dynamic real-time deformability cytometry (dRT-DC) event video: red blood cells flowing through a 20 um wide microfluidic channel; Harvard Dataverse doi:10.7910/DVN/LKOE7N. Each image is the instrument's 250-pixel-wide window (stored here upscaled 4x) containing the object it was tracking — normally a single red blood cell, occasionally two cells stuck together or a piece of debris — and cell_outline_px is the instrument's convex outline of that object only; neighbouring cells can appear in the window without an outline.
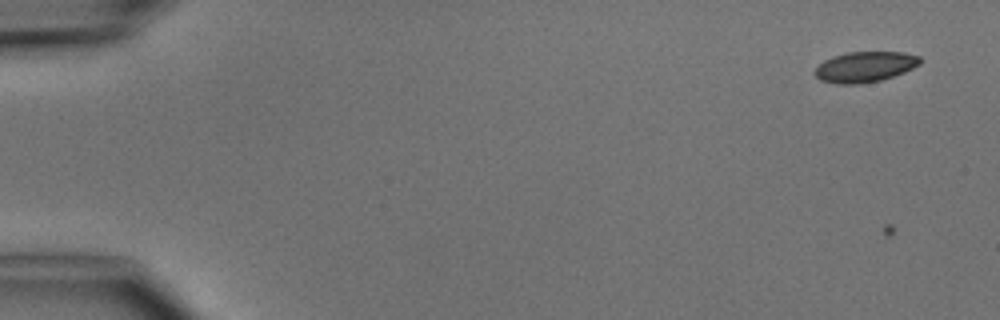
{"species": "common noctule bat (a hibernating species)", "species_latin": "Nyctalus noctula", "temperature_condition": "cold", "stored_images_in_passage": 6, "camera_frame_rate_fps": 3000, "um_per_image_px": 0.085, "animal": {"sex": "male", "body_mass_g": 15.6}, "frame": {"image": 1, "passage_image": 1, "time_ms": 0.0, "image_size_px": [1000, 320], "cell_outline_px": [[920, 64], [904, 72], [880, 80], [856, 84], [836, 84], [820, 80], [812, 72], [824, 60], [832, 56], [848, 52], [904, 52], [920, 56]], "centroid_in_image_um": [73.49, 5.68], "position_along_channel_um": 11.5, "area_um2": 18.67}}
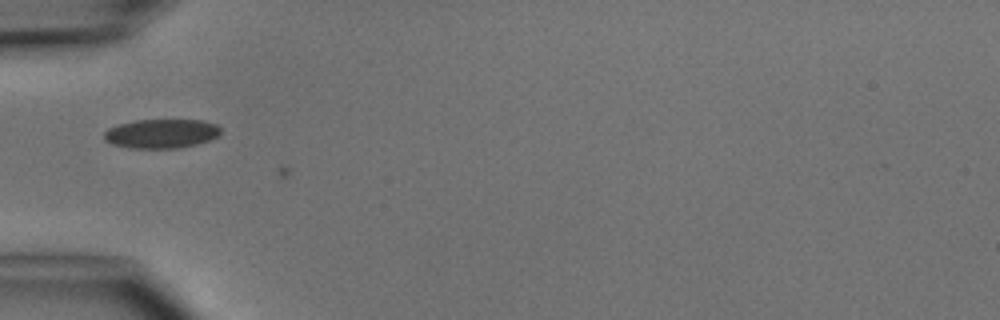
{"frame": {"image": 2, "passage_image": 5, "time_ms": 4.667, "image_size_px": [1000, 320], "cell_outline_px": [[220, 136], [212, 140], [180, 148], [128, 148], [112, 144], [104, 140], [104, 132], [108, 128], [120, 124], [136, 120], [200, 120], [216, 124], [220, 128]], "centroid_in_image_um": [13.73, 11.36], "position_along_channel_um": 71.3, "area_um2": 19.94}}